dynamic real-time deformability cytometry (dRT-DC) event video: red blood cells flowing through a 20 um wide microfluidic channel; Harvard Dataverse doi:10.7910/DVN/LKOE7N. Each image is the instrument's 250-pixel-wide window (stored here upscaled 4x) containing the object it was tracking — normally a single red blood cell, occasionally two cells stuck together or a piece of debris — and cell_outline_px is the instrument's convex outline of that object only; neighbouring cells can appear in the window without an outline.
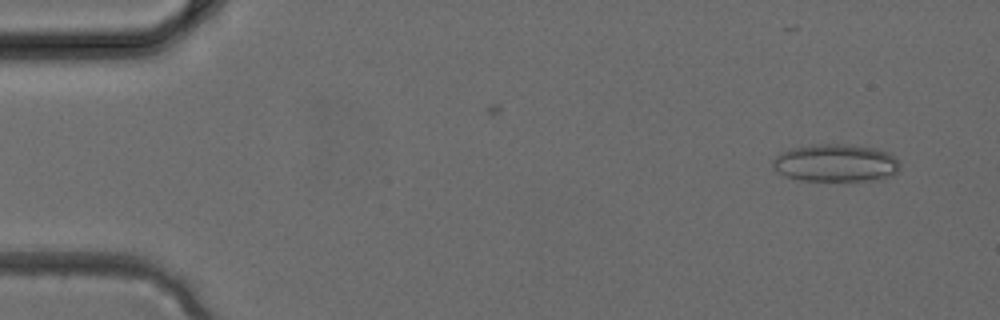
{"species": "common noctule bat (a hibernating species)", "species_latin": "Nyctalus noctula", "temperature_condition": "cold", "stored_images_in_passage": 2, "camera_frame_rate_fps": 3000, "um_per_image_px": 0.085, "animal": {"sex": "female", "body_mass_g": 24.6, "forearm_length_mm": 56.2}, "frame": {"image": 1, "passage_image": 2, "time_ms": 0.333, "image_size_px": [1000, 320], "cell_outline_px": [[900, 168], [892, 176], [880, 180], [800, 180], [788, 176], [772, 168], [772, 160], [780, 152], [792, 148], [816, 144], [852, 144], [876, 148], [892, 152], [900, 160]], "centroid_in_image_um": [71.11, 13.83], "position_along_channel_um": 13.9, "area_um2": 28.26}}